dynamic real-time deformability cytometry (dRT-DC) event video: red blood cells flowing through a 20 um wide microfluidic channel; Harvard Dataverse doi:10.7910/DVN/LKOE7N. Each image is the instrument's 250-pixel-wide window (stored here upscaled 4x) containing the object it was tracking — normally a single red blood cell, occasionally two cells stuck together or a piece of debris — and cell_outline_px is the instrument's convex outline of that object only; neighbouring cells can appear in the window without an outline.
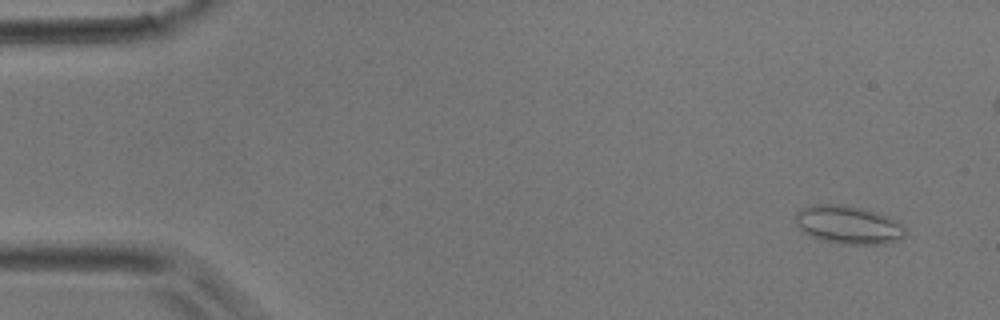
{"species": "common noctule bat (a hibernating species)", "species_latin": "Nyctalus noctula", "temperature_condition": "room temperature", "stored_images_in_passage": 20, "camera_frame_rate_fps": 3000, "um_per_image_px": 0.085, "animal": {"sex": "male", "body_mass_g": 17.9}, "frame": {"image": 1, "passage_image": 3, "time_ms": 0.667, "image_size_px": [1000, 320], "cell_outline_px": [[904, 236], [896, 240], [880, 244], [848, 244], [824, 240], [812, 236], [804, 232], [796, 224], [796, 212], [812, 204], [848, 204], [864, 208], [888, 216], [896, 220], [904, 228]], "centroid_in_image_um": [72.1, 19.08], "position_along_channel_um": 12.9, "area_um2": 24.22}}
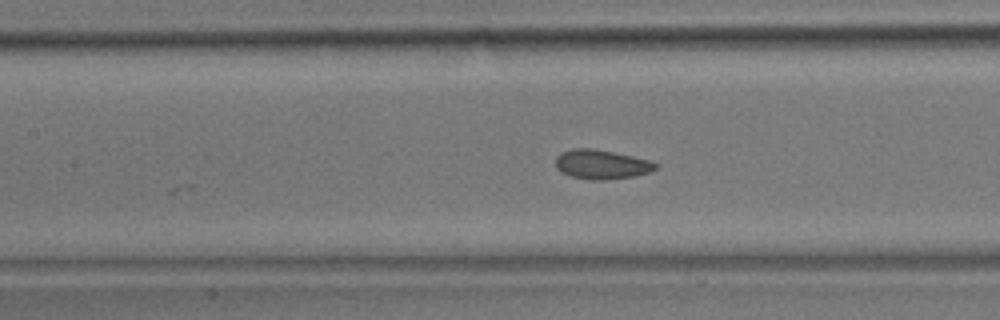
{"frame": {"image": 2, "passage_image": 20, "time_ms": 6.333, "image_size_px": [1000, 320], "cell_outline_px": [[660, 168], [648, 172], [632, 176], [604, 180], [592, 180], [572, 176], [560, 172], [556, 168], [556, 156], [560, 152], [572, 148], [592, 148], [652, 160], [660, 164]], "centroid_in_image_um": [51.14, 13.96], "position_along_channel_um": 156.3, "area_um2": 17.22}}